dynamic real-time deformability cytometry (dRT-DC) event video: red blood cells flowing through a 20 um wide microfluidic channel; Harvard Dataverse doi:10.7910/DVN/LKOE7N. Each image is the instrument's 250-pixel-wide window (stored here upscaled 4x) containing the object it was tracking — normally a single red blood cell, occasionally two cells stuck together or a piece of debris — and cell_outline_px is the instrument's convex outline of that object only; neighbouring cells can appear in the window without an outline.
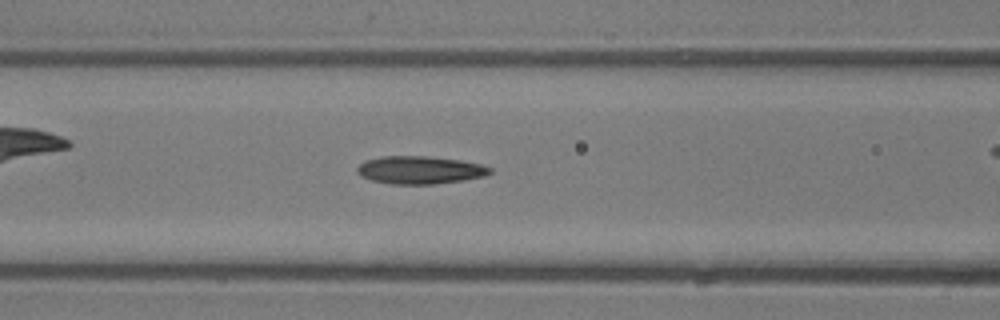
{"species": "common noctule bat (a hibernating species)", "species_latin": "Nyctalus noctula", "temperature_condition": "room temperature", "stored_images_in_passage": 47, "camera_frame_rate_fps": 3000, "um_per_image_px": 0.085, "animal": {"sex": "male", "body_mass_g": 13.3}, "frame": {"image": 1, "passage_image": 18, "time_ms": 5.667, "image_size_px": [1000, 320], "cell_outline_px": [[492, 172], [484, 176], [464, 180], [432, 184], [392, 184], [372, 180], [360, 176], [356, 172], [356, 168], [364, 160], [384, 156], [428, 156], [460, 160], [480, 164], [492, 168]], "centroid_in_image_um": [35.67, 14.45], "position_along_channel_um": 130.9, "area_um2": 21.56}}
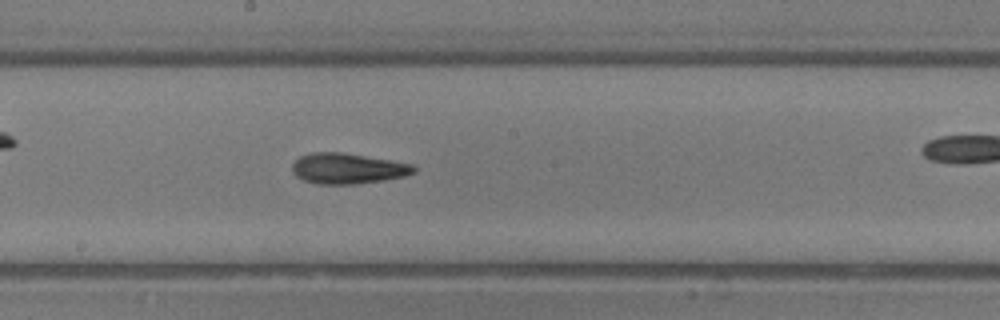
{"frame": {"image": 2, "passage_image": 24, "time_ms": 7.667, "image_size_px": [1000, 320], "cell_outline_px": [[416, 172], [404, 176], [384, 180], [356, 184], [316, 184], [304, 180], [296, 176], [292, 172], [292, 164], [300, 156], [312, 152], [344, 152], [392, 160], [412, 164], [416, 168]], "centroid_in_image_um": [29.55, 14.32], "position_along_channel_um": 218.6, "area_um2": 21.85}}
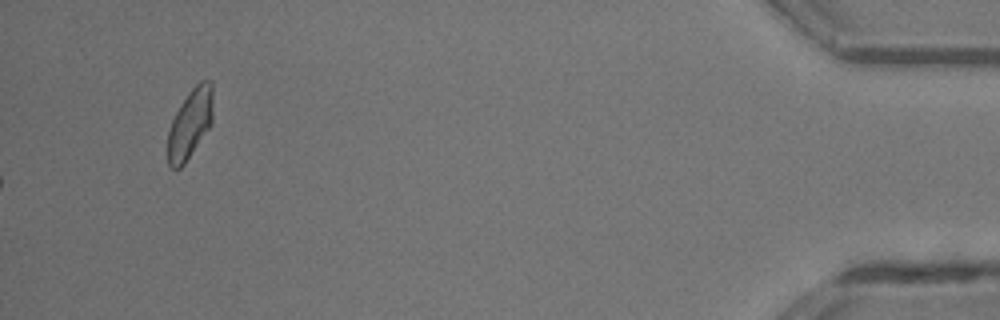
{"frame": {"image": 3, "passage_image": 47, "time_ms": 15.333, "image_size_px": [1000, 320], "cell_outline_px": [[212, 124], [184, 164], [180, 168], [172, 168], [168, 164], [168, 132], [172, 120], [180, 104], [192, 88], [200, 80], [212, 80]], "centroid_in_image_um": [16.16, 10.5], "position_along_channel_um": 419.0, "area_um2": 18.21}, "authors_computed_cell_mechanics": {"area_um2": 20.6924, "velocity_mm_per_s": 4.3803, "shape_relaxation_time_tau1_ms": 2.7948, "shape_relaxation_time_tau2_ms": 3.1116, "deformation_change_tau1": 0.1343, "deformation_change_tau2": 0.131}}